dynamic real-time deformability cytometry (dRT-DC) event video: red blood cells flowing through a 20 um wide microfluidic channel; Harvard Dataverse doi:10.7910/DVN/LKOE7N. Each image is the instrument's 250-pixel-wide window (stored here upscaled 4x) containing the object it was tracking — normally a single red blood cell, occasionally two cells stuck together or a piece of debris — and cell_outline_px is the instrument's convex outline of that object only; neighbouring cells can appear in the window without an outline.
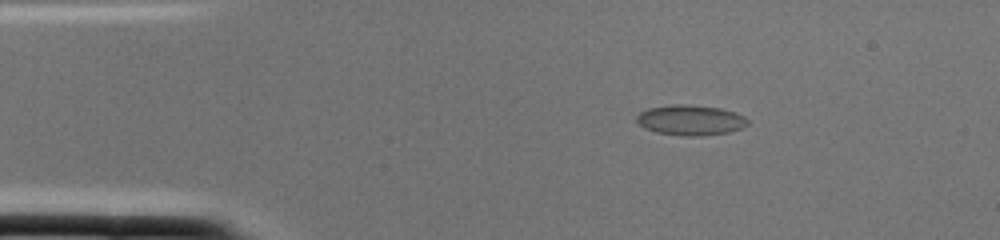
{"species": "common noctule bat (a hibernating species)", "species_latin": "Nyctalus noctula", "temperature_condition": "cold", "stored_images_in_passage": 1, "camera_frame_rate_fps": 3000, "um_per_image_px": 0.085, "animal": {"sex": "female", "body_mass_g": 22.0, "forearm_length_mm": 56.7}, "frame": {"image": 1, "passage_image": 1, "time_ms": 0.0, "image_size_px": [1000, 240], "cell_outline_px": [[748, 124], [740, 128], [728, 132], [704, 136], [684, 136], [656, 132], [644, 128], [636, 120], [636, 116], [640, 112], [648, 108], [672, 104], [692, 104], [720, 108], [744, 116], [748, 120]], "centroid_in_image_um": [58.67, 10.2], "position_along_channel_um": 26.3, "area_um2": 19.65}}